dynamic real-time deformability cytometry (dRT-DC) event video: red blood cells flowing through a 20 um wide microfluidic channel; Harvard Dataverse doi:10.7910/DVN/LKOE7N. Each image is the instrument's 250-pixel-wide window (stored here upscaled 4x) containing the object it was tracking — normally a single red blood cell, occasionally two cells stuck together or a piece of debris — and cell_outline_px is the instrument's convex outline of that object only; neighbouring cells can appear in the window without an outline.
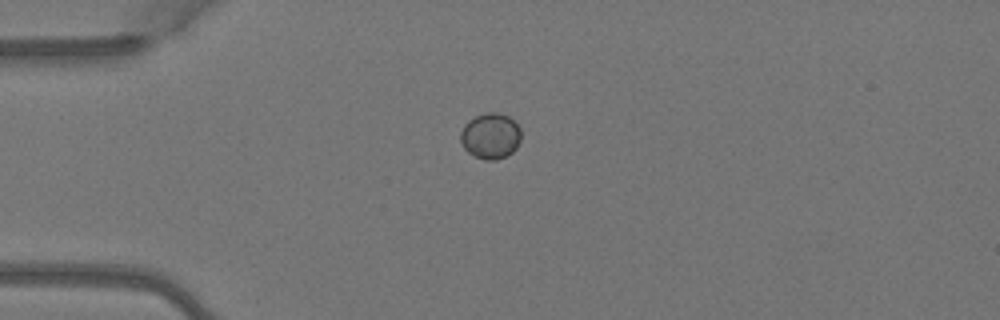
{"species": "Egyptian fruit bat (a non-hibernating species)", "species_latin": "Rousettus aegyptiacus", "temperature_condition": "warm", "stored_images_in_passage": 3, "camera_frame_rate_fps": 3000, "um_per_image_px": 0.085, "animal": {"sex": "female"}, "frame": {"image": 1, "passage_image": 1, "time_ms": 0.0, "image_size_px": [1000, 320], "cell_outline_px": [[520, 140], [516, 148], [512, 152], [496, 160], [484, 160], [468, 152], [464, 148], [460, 140], [460, 132], [464, 124], [468, 120], [484, 112], [496, 112], [508, 116], [520, 128]], "centroid_in_image_um": [41.67, 11.55], "position_along_channel_um": 43.3, "area_um2": 16.13}}
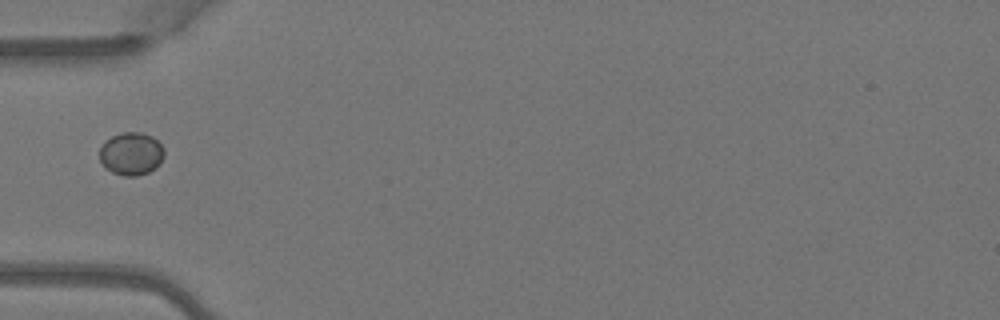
{"frame": {"image": 2, "passage_image": 2, "time_ms": 0.333, "image_size_px": [1000, 320], "cell_outline_px": [[164, 156], [160, 164], [156, 168], [148, 172], [136, 176], [124, 176], [112, 172], [104, 168], [100, 160], [100, 148], [112, 136], [124, 132], [140, 132], [152, 136], [164, 148]], "centroid_in_image_um": [11.17, 13.08], "position_along_channel_um": 73.8, "area_um2": 16.13}}
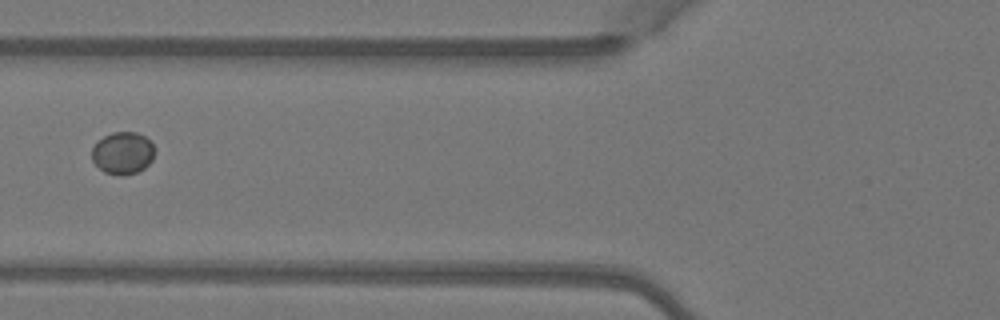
{"frame": {"image": 3, "passage_image": 3, "time_ms": 0.667, "image_size_px": [1000, 320], "cell_outline_px": [[156, 152], [152, 160], [144, 168], [136, 172], [124, 176], [120, 176], [104, 172], [92, 160], [92, 148], [104, 136], [112, 132], [136, 132], [144, 136], [152, 144]], "centroid_in_image_um": [10.45, 13.02], "position_along_channel_um": 115.3, "area_um2": 15.43}}